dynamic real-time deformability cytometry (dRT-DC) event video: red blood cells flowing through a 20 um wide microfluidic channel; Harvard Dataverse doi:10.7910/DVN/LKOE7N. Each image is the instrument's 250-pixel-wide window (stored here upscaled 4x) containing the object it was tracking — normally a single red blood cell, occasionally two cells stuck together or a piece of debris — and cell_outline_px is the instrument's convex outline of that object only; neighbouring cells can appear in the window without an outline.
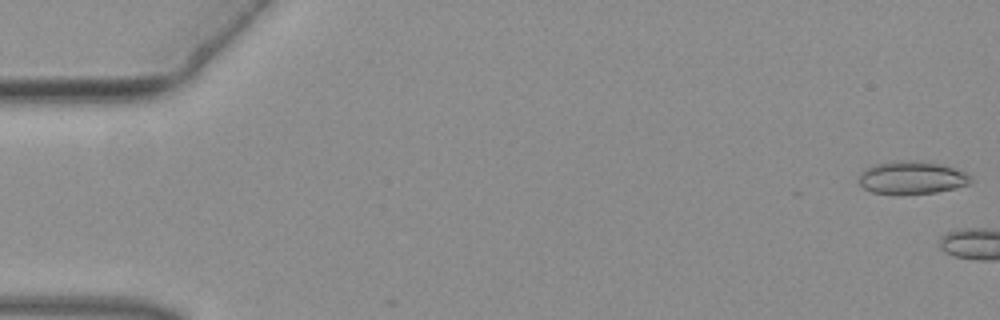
{"species": "common noctule bat (a hibernating species)", "species_latin": "Nyctalus noctula", "temperature_condition": "warm", "stored_images_in_passage": 3, "camera_frame_rate_fps": 3000, "um_per_image_px": 0.085, "animal": {"sex": "female", "body_mass_g": 19.3, "forearm_length_mm": 54.1}, "frame": {"image": 1, "passage_image": 1, "time_ms": 0.0, "image_size_px": [1000, 320], "cell_outline_px": [[972, 180], [968, 184], [956, 188], [936, 192], [900, 196], [896, 196], [872, 192], [864, 188], [856, 180], [860, 172], [864, 168], [872, 164], [892, 160], [916, 160], [944, 164], [964, 172], [972, 176]], "centroid_in_image_um": [77.44, 15.1], "position_along_channel_um": 7.6, "area_um2": 22.37}}